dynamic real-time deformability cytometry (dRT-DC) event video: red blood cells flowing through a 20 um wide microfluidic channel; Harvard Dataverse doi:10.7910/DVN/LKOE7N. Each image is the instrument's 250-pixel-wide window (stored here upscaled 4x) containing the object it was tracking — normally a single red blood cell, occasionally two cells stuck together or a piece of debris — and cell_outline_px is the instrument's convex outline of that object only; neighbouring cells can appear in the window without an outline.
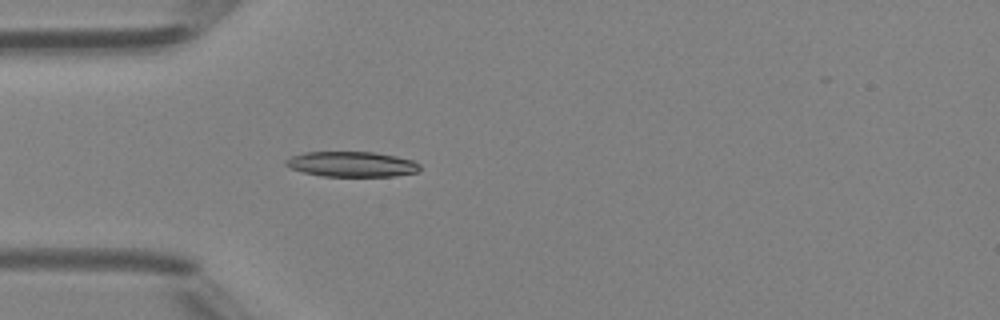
{"species": "Egyptian fruit bat (a non-hibernating species)", "species_latin": "Rousettus aegyptiacus", "temperature_condition": "room temperature", "stored_images_in_passage": 38, "camera_frame_rate_fps": 3000, "um_per_image_px": 0.085, "animal": {"sex": "female"}, "frame": {"image": 1, "passage_image": 5, "time_ms": 1.333, "image_size_px": [1000, 320], "cell_outline_px": [[420, 172], [392, 176], [324, 176], [304, 172], [292, 168], [284, 164], [284, 160], [292, 156], [304, 152], [376, 152], [396, 156], [412, 160], [420, 164]], "centroid_in_image_um": [29.93, 13.95], "position_along_channel_um": 55.1, "area_um2": 19.71}}
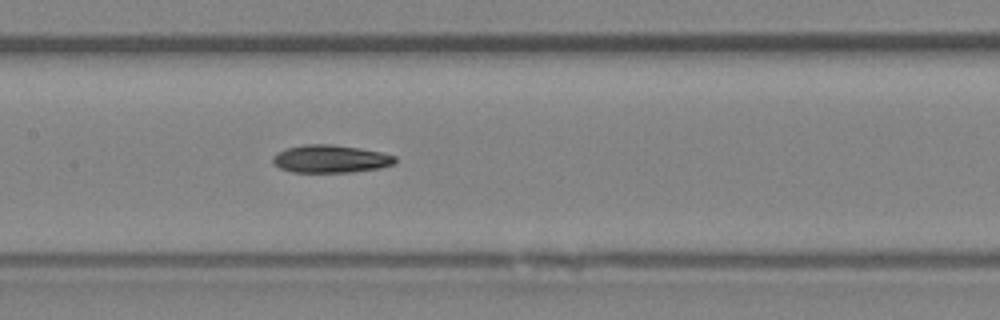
{"frame": {"image": 2, "passage_image": 14, "time_ms": 4.333, "image_size_px": [1000, 320], "cell_outline_px": [[396, 160], [392, 164], [380, 168], [352, 172], [292, 172], [280, 168], [272, 160], [272, 156], [276, 152], [288, 148], [304, 144], [332, 144], [380, 152], [396, 156]], "centroid_in_image_um": [28.07, 13.5], "position_along_channel_um": 179.3, "area_um2": 19.65}}
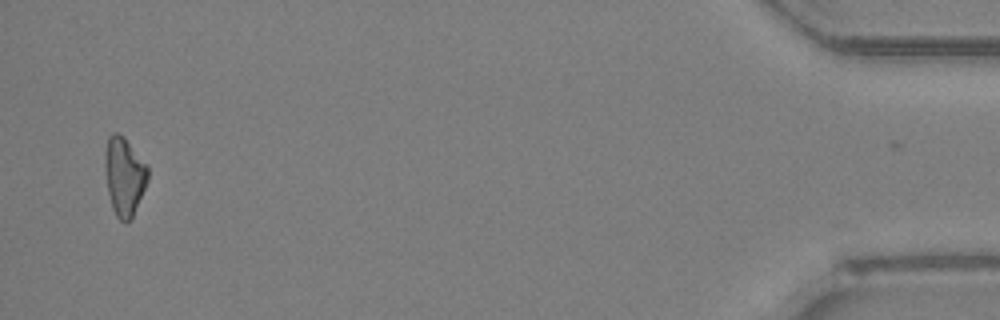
{"frame": {"image": 3, "passage_image": 37, "time_ms": 12.0, "image_size_px": [1000, 320], "cell_outline_px": [[148, 180], [132, 216], [128, 220], [120, 220], [116, 216], [112, 208], [108, 192], [104, 168], [104, 160], [108, 136], [112, 132], [116, 132], [124, 136], [148, 164]], "centroid_in_image_um": [10.56, 14.91], "position_along_channel_um": 424.6, "area_um2": 19.59}, "authors_computed_cell_mechanics": {"area_um2": 19.5942, "velocity_mm_per_s": 4.3561, "shape_relaxation_time_tau1_ms": 5.2499, "shape_relaxation_time_tau2_ms": null, "deformation_change_tau1": 0.1256, "deformation_change_tau2": null}}